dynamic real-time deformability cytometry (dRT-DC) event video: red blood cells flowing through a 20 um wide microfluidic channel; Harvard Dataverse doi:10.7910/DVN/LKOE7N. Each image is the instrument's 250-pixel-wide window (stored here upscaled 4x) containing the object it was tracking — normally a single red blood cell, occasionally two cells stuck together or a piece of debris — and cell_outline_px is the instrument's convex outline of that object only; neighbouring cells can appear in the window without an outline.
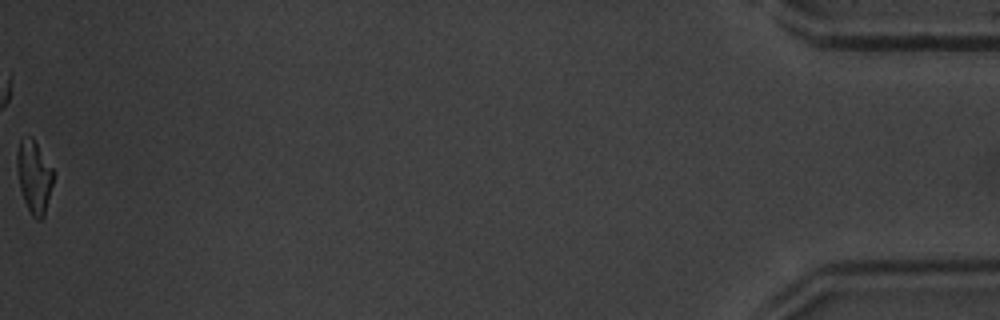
{"species": "common noctule bat (a hibernating species)", "species_latin": "Nyctalus noctula", "temperature_condition": "warm", "stored_images_in_passage": 48, "camera_frame_rate_fps": 3000, "um_per_image_px": 0.085, "animal": {"sex": "male", "body_mass_g": 20.1, "forearm_length_mm": 53.5}, "frame": {"image": 1, "passage_image": 48, "time_ms": 15.667, "image_size_px": [1000, 320], "cell_outline_px": [[52, 184], [44, 216], [40, 220], [36, 220], [32, 216], [24, 200], [20, 188], [16, 168], [16, 152], [20, 140], [32, 136], [52, 168]], "centroid_in_image_um": [2.87, 15.02], "position_along_channel_um": 432.3, "area_um2": 15.14}, "authors_computed_cell_mechanics": {"area_um2": 16.5886, "velocity_mm_per_s": 4.2653, "shape_relaxation_time_tau1_ms": 3.8342, "shape_relaxation_time_tau2_ms": 3.2579, "deformation_change_tau1": 0.1832, "deformation_change_tau2": 0.1345}}